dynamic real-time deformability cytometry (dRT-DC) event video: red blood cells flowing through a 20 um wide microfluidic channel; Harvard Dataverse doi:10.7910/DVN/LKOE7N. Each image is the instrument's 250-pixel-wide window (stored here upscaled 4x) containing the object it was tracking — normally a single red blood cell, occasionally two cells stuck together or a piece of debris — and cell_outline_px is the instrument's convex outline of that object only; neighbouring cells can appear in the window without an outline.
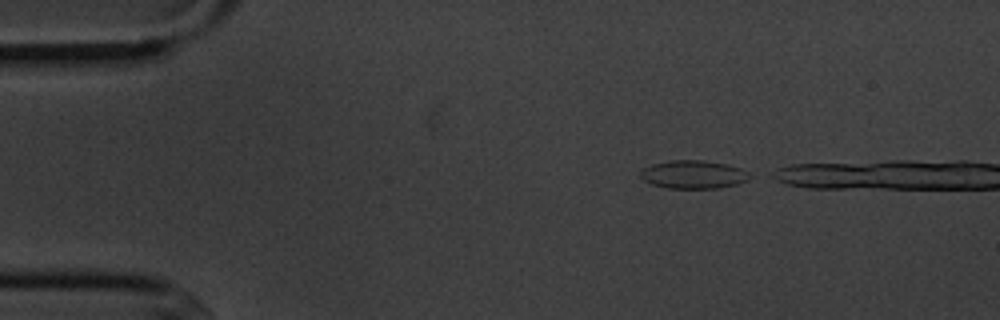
{"species": "common noctule bat (a hibernating species)", "species_latin": "Nyctalus noctula", "temperature_condition": "cold", "stored_images_in_passage": 2, "camera_frame_rate_fps": 3000, "um_per_image_px": 0.085, "animal": {"sex": "male", "body_mass_g": 20.1, "forearm_length_mm": 53.5}, "frame": {"image": 1, "passage_image": 1, "time_ms": 0.0, "image_size_px": [1000, 320], "cell_outline_px": [[756, 176], [748, 180], [736, 184], [716, 188], [668, 188], [652, 184], [644, 180], [640, 176], [640, 172], [644, 168], [652, 164], [668, 160], [704, 160], [728, 164], [740, 168]], "centroid_in_image_um": [58.98, 14.82], "position_along_channel_um": 26.0, "area_um2": 18.09}}